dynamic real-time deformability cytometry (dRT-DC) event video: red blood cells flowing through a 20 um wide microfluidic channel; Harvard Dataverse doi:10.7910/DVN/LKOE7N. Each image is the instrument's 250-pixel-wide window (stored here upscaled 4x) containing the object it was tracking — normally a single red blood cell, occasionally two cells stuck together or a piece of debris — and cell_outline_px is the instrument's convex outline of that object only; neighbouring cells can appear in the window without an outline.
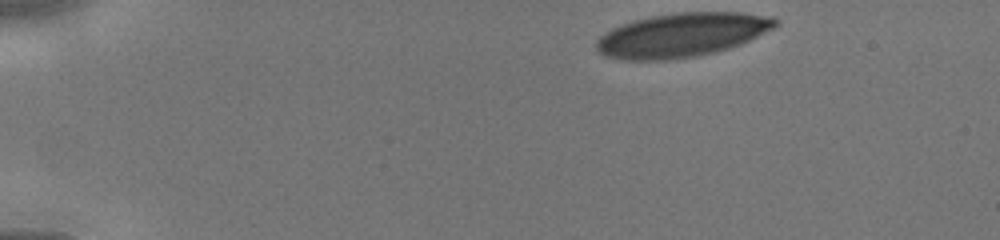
{"species": "human", "species_latin": "Homo sapiens", "temperature_condition": "cold", "stored_images_in_passage": 6, "camera_frame_rate_fps": 3000, "um_per_image_px": 0.085, "donor": {"sex": "male"}, "frame": {"image": 1, "passage_image": 1, "time_ms": 0.0, "image_size_px": [1000, 240], "cell_outline_px": [[780, 24], [776, 28], [740, 44], [728, 48], [696, 56], [668, 60], [620, 60], [608, 56], [600, 52], [596, 48], [596, 40], [604, 32], [620, 24], [632, 20], [652, 16], [676, 12], [744, 12], [776, 16], [780, 20]], "centroid_in_image_um": [58.01, 2.95], "position_along_channel_um": 27.0, "area_um2": 46.36}}
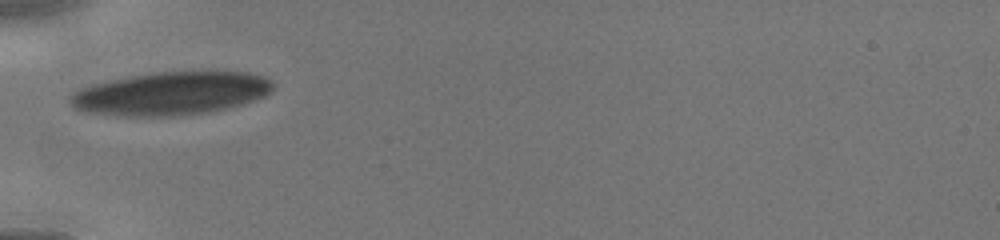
{"frame": {"image": 2, "passage_image": 5, "time_ms": 3.0, "image_size_px": [1000, 240], "cell_outline_px": [[272, 92], [264, 96], [228, 108], [208, 112], [172, 116], [128, 116], [80, 112], [72, 108], [68, 100], [68, 96], [72, 92], [80, 88], [92, 84], [108, 80], [156, 72], [248, 72], [264, 76], [272, 80]], "centroid_in_image_um": [14.46, 7.95], "position_along_channel_um": 70.5, "area_um2": 51.15}}